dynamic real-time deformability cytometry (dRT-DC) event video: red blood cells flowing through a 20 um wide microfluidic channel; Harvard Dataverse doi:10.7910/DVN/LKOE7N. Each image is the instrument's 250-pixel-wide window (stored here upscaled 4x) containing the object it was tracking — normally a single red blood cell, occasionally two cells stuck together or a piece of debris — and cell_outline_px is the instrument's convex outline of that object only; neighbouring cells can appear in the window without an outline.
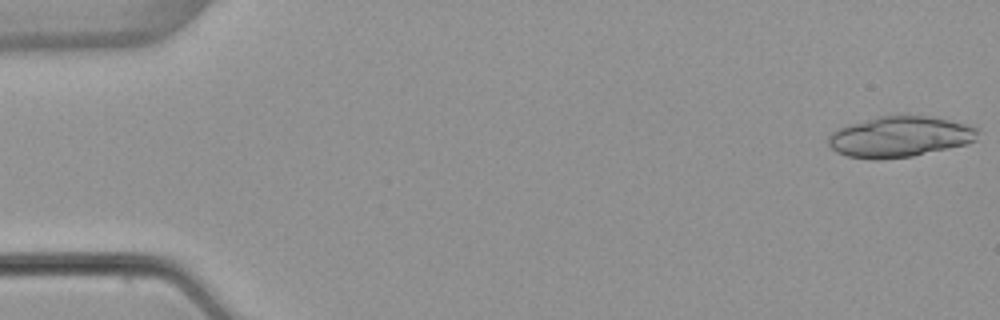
{"species": "common noctule bat (a hibernating species)", "species_latin": "Nyctalus noctula", "temperature_condition": "warm", "stored_images_in_passage": 21, "camera_frame_rate_fps": 3000, "um_per_image_px": 0.085, "animal": {"sex": "female", "body_mass_g": 22.7, "forearm_length_mm": 54.2}, "frame": {"image": 1, "passage_image": 1, "time_ms": 0.0, "image_size_px": [1000, 320], "cell_outline_px": [[980, 128], [976, 140], [968, 144], [912, 156], [880, 160], [872, 160], [848, 156], [836, 152], [828, 144], [828, 136], [832, 132], [840, 128], [876, 116], [932, 116], [976, 124]], "centroid_in_image_um": [76.57, 11.62], "position_along_channel_um": 8.4, "area_um2": 36.01}}